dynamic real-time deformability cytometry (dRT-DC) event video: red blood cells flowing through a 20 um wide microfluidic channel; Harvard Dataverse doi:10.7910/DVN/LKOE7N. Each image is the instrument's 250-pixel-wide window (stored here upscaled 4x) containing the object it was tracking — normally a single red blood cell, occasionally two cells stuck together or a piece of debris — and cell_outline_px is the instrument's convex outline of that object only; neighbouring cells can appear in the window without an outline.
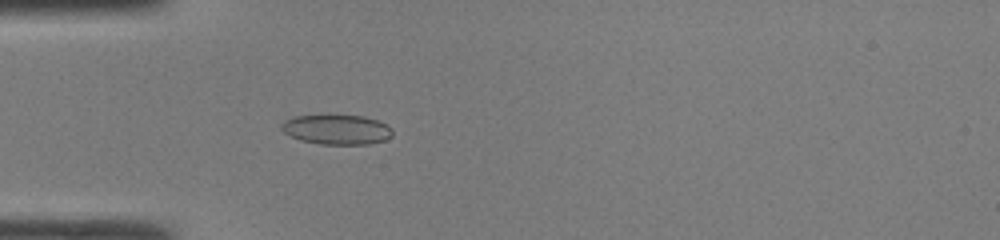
{"species": "common noctule bat (a hibernating species)", "species_latin": "Nyctalus noctula", "temperature_condition": "room temperature", "stored_images_in_passage": 47, "camera_frame_rate_fps": 3000, "um_per_image_px": 0.085, "animal": {"sex": "male", "body_mass_g": 19.0, "forearm_length_mm": 50.8}, "frame": {"image": 1, "passage_image": 14, "time_ms": 4.333, "image_size_px": [1000, 240], "cell_outline_px": [[392, 136], [384, 140], [368, 144], [320, 144], [300, 140], [284, 132], [280, 128], [280, 124], [284, 120], [296, 116], [364, 116], [376, 120], [392, 128]], "centroid_in_image_um": [28.61, 11.02], "position_along_channel_um": 56.4, "area_um2": 19.02}}
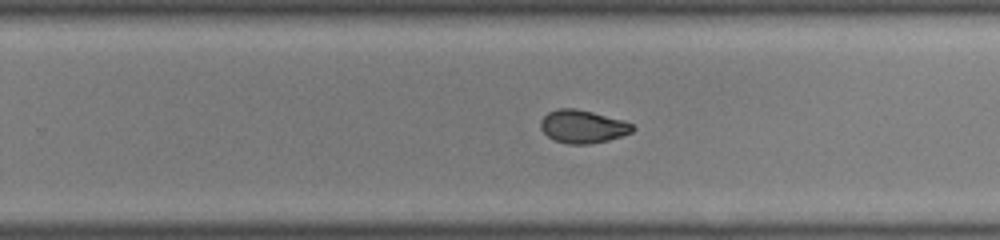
{"frame": {"image": 2, "passage_image": 30, "time_ms": 9.667, "image_size_px": [1000, 240], "cell_outline_px": [[636, 128], [632, 132], [608, 140], [588, 144], [568, 144], [556, 140], [548, 136], [540, 128], [540, 120], [548, 112], [556, 108], [576, 108], [624, 120], [632, 124]], "centroid_in_image_um": [49.53, 10.74], "position_along_channel_um": 280.3, "area_um2": 17.69}}
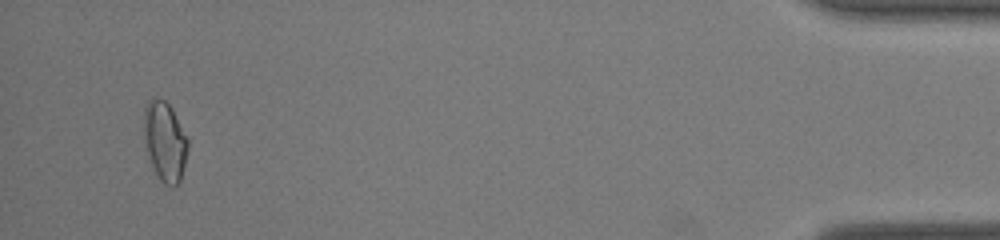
{"frame": {"image": 3, "passage_image": 45, "time_ms": 14.667, "image_size_px": [1000, 240], "cell_outline_px": [[188, 148], [180, 180], [176, 184], [164, 184], [160, 180], [152, 164], [144, 144], [144, 108], [148, 100], [164, 100], [172, 108], [188, 140]], "centroid_in_image_um": [14.0, 12.0], "position_along_channel_um": 421.2, "area_um2": 19.88}, "authors_computed_cell_mechanics": {"area_um2": 18.8428, "velocity_mm_per_s": 4.3079, "shape_relaxation_time_tau1_ms": null, "shape_relaxation_time_tau2_ms": 1.0737, "deformation_change_tau1": null, "deformation_change_tau2": 0.0407}}